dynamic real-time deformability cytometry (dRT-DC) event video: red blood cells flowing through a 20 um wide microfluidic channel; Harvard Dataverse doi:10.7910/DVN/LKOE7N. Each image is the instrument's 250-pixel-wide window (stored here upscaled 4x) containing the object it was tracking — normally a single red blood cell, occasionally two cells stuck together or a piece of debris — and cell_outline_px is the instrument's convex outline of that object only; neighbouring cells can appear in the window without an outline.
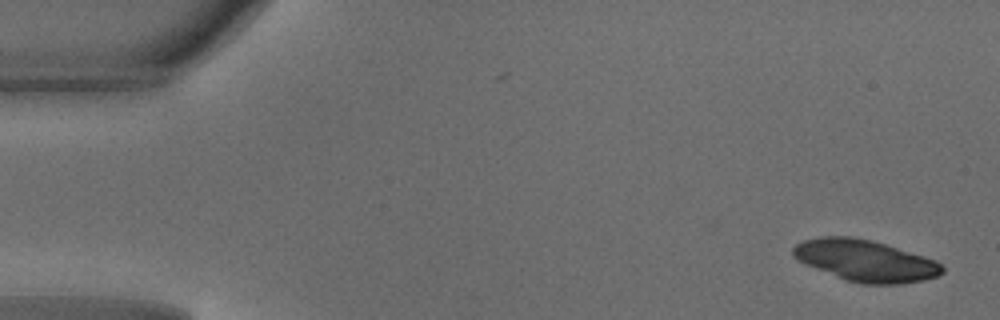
{"species": "common noctule bat (a hibernating species)", "species_latin": "Nyctalus noctula", "temperature_condition": "warm", "stored_images_in_passage": 47, "camera_frame_rate_fps": 3000, "um_per_image_px": 0.085, "animal": {"sex": "male", "body_mass_g": 18.8}, "frame": {"image": 1, "passage_image": 1, "time_ms": 0.0, "image_size_px": [1000, 320], "cell_outline_px": [[944, 272], [936, 276], [924, 280], [900, 284], [864, 284], [848, 280], [816, 268], [796, 260], [792, 256], [792, 248], [796, 244], [804, 240], [820, 236], [852, 236], [872, 240], [924, 256], [936, 260], [944, 268]], "centroid_in_image_um": [73.55, 22.14], "position_along_channel_um": 11.5, "area_um2": 35.89}}
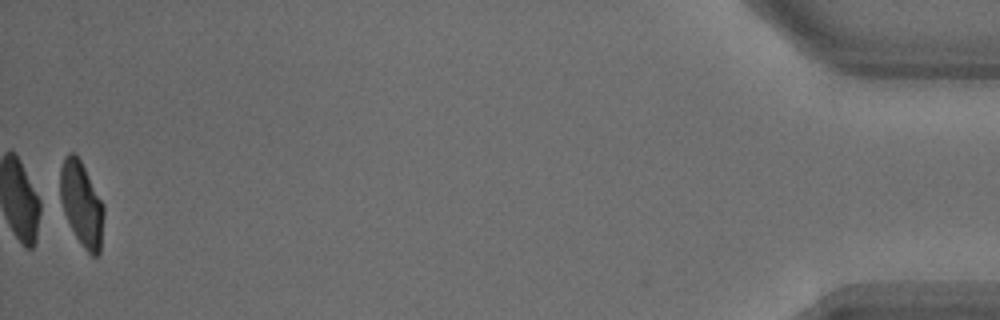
{"frame": {"image": 2, "passage_image": 47, "time_ms": 15.333, "image_size_px": [1000, 320], "cell_outline_px": [[104, 216], [100, 252], [96, 256], [92, 256], [84, 248], [76, 236], [56, 200], [60, 168], [64, 156], [68, 152], [72, 152], [80, 160], [104, 204]], "centroid_in_image_um": [6.87, 17.3], "position_along_channel_um": 428.3, "area_um2": 22.14}, "authors_computed_cell_mechanics": {"area_um2": 24.565, "velocity_mm_per_s": 4.1648, "shape_relaxation_time_tau1_ms": 3.0946, "shape_relaxation_time_tau2_ms": 1.0367, "deformation_change_tau1": 0.156, "deformation_change_tau2": 0.0592}}